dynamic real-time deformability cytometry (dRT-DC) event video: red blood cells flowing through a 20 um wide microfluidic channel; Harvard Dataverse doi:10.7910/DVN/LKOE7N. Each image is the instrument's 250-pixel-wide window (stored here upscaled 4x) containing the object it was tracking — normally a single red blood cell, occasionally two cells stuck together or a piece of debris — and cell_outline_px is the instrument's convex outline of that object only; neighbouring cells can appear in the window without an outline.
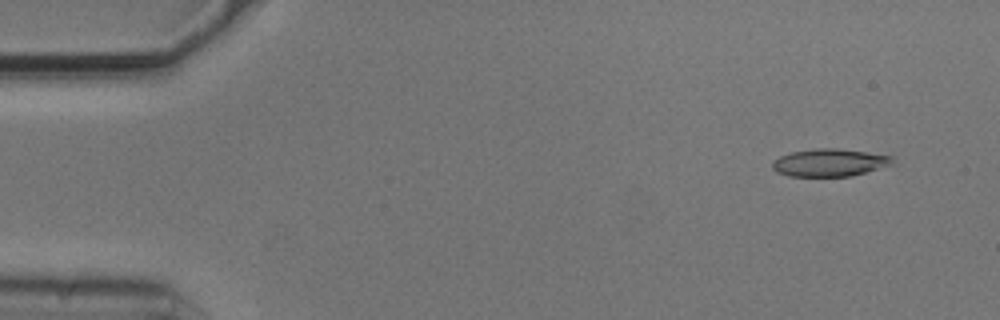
{"species": "common noctule bat (a hibernating species)", "species_latin": "Nyctalus noctula", "temperature_condition": "cold", "stored_images_in_passage": 9, "camera_frame_rate_fps": 3000, "um_per_image_px": 0.085, "animal": {"sex": "male", "body_mass_g": 20.5, "forearm_length_mm": 52.5}, "frame": {"image": 1, "passage_image": 2, "time_ms": 0.333, "image_size_px": [1000, 320], "cell_outline_px": [[892, 164], [852, 176], [788, 176], [776, 172], [772, 168], [772, 160], [780, 156], [792, 152], [816, 148], [836, 148], [892, 156]], "centroid_in_image_um": [70.45, 13.82], "position_along_channel_um": 14.6, "area_um2": 19.13}}
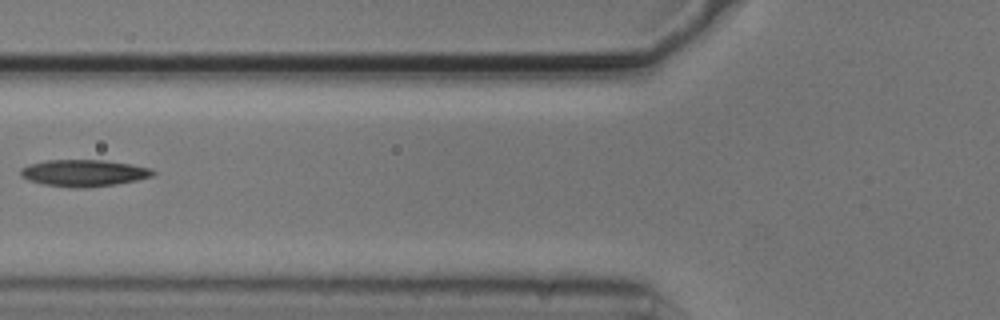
{"frame": {"image": 2, "passage_image": 6, "time_ms": 1.667, "image_size_px": [1000, 320], "cell_outline_px": [[156, 172], [152, 176], [136, 180], [116, 184], [88, 188], [72, 188], [44, 184], [28, 180], [20, 176], [20, 168], [32, 164], [48, 160], [104, 160], [152, 168]], "centroid_in_image_um": [7.12, 14.71], "position_along_channel_um": 118.7, "area_um2": 20.58}}
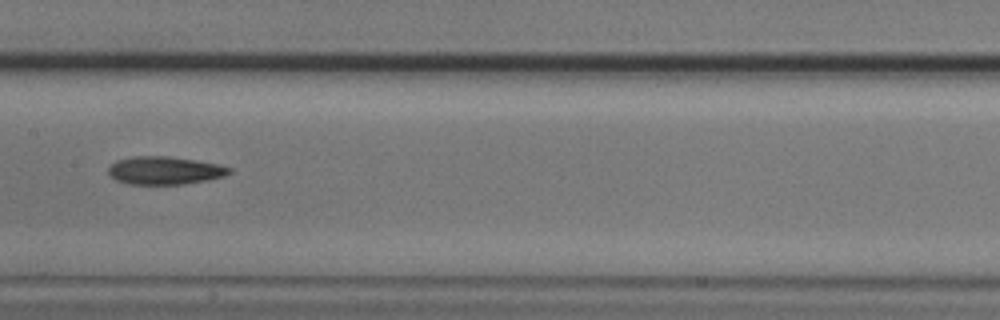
{"frame": {"image": 3, "passage_image": 8, "time_ms": 2.333, "image_size_px": [1000, 320], "cell_outline_px": [[232, 172], [224, 176], [208, 180], [184, 184], [128, 184], [116, 180], [108, 172], [108, 168], [116, 160], [132, 156], [168, 156], [196, 160], [220, 164], [232, 168]], "centroid_in_image_um": [14.03, 14.48], "position_along_channel_um": 193.4, "area_um2": 19.83}}